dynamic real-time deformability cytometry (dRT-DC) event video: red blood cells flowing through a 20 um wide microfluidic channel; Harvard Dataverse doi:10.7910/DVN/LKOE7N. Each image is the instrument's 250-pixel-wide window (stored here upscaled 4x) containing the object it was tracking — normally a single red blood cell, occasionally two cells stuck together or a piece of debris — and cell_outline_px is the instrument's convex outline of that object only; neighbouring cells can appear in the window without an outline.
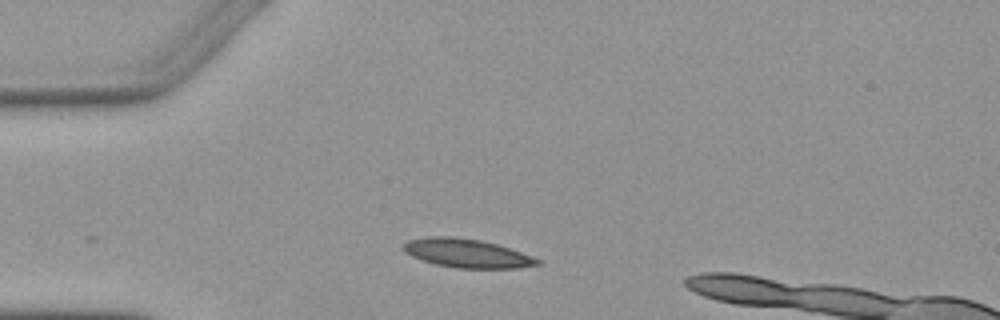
{"species": "Egyptian fruit bat (a non-hibernating species)", "species_latin": "Rousettus aegyptiacus", "temperature_condition": "warm", "stored_images_in_passage": 4, "camera_frame_rate_fps": 3000, "um_per_image_px": 0.085, "animal": {"sex": "female"}, "frame": {"image": 1, "passage_image": 1, "time_ms": 0.0, "image_size_px": [1000, 320], "cell_outline_px": [[540, 264], [516, 268], [456, 268], [436, 264], [412, 256], [404, 248], [404, 244], [408, 240], [428, 236], [452, 236], [480, 240], [496, 244], [532, 256], [540, 260]], "centroid_in_image_um": [39.69, 21.52], "position_along_channel_um": 45.3, "area_um2": 22.02}}